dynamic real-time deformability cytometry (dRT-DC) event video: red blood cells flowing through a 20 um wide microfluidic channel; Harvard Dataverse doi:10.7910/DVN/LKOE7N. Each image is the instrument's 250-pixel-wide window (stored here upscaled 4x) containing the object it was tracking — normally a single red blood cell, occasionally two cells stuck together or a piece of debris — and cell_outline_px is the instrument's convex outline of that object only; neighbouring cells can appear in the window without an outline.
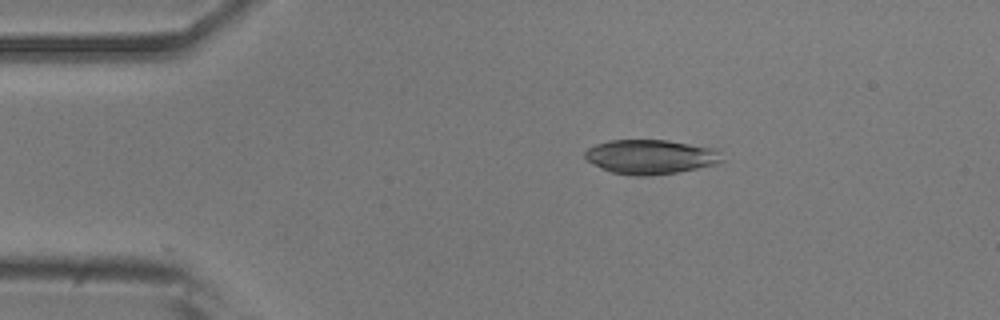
{"species": "common noctule bat (a hibernating species)", "species_latin": "Nyctalus noctula", "temperature_condition": "room temperature", "stored_images_in_passage": 15, "camera_frame_rate_fps": 3000, "um_per_image_px": 0.085, "animal": {"sex": "male", "body_mass_g": 20.5, "forearm_length_mm": 52.5}, "frame": {"image": 1, "passage_image": 1, "time_ms": 0.0, "image_size_px": [1000, 320], "cell_outline_px": [[724, 160], [720, 164], [676, 172], [652, 176], [632, 176], [612, 172], [600, 168], [588, 160], [584, 156], [584, 152], [588, 148], [596, 144], [608, 140], [668, 140], [720, 148]], "centroid_in_image_um": [55.38, 13.32], "position_along_channel_um": 29.6, "area_um2": 28.03}}
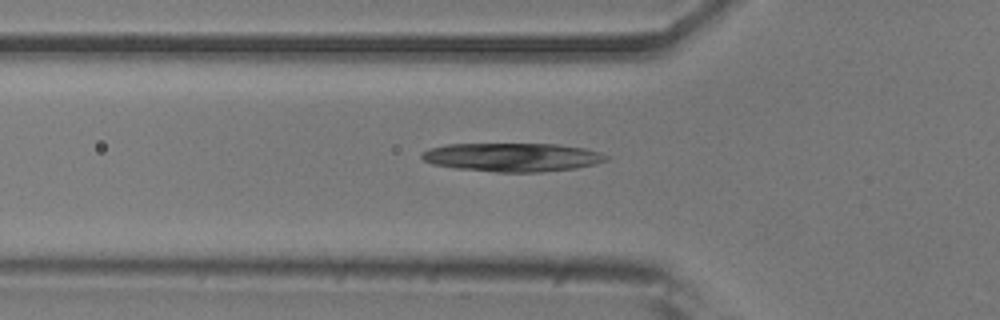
{"frame": {"image": 2, "passage_image": 9, "time_ms": 2.667, "image_size_px": [1000, 320], "cell_outline_px": [[608, 160], [596, 164], [576, 168], [540, 172], [496, 172], [456, 168], [432, 164], [424, 160], [420, 156], [428, 148], [444, 144], [556, 144], [584, 148], [600, 152], [608, 156]], "centroid_in_image_um": [43.55, 13.36], "position_along_channel_um": 82.2, "area_um2": 30.81}}
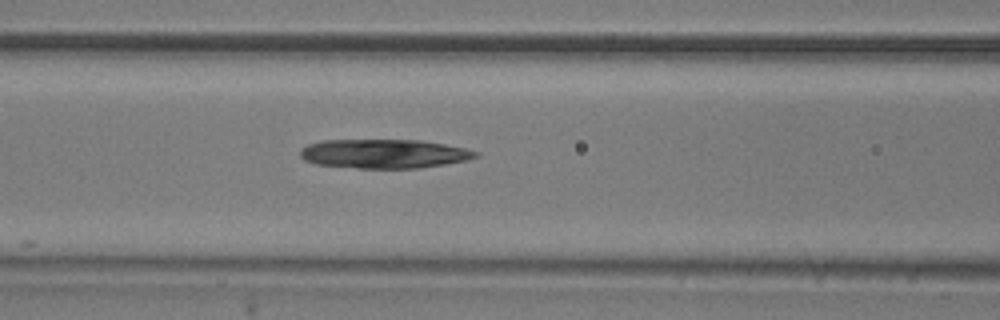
{"frame": {"image": 3, "passage_image": 13, "time_ms": 4.0, "image_size_px": [1000, 320], "cell_outline_px": [[480, 156], [468, 160], [420, 168], [360, 168], [316, 164], [304, 160], [300, 156], [300, 148], [308, 144], [320, 140], [420, 140], [444, 144], [464, 148], [480, 152]], "centroid_in_image_um": [32.64, 13.06], "position_along_channel_um": 134.0, "area_um2": 29.82}}